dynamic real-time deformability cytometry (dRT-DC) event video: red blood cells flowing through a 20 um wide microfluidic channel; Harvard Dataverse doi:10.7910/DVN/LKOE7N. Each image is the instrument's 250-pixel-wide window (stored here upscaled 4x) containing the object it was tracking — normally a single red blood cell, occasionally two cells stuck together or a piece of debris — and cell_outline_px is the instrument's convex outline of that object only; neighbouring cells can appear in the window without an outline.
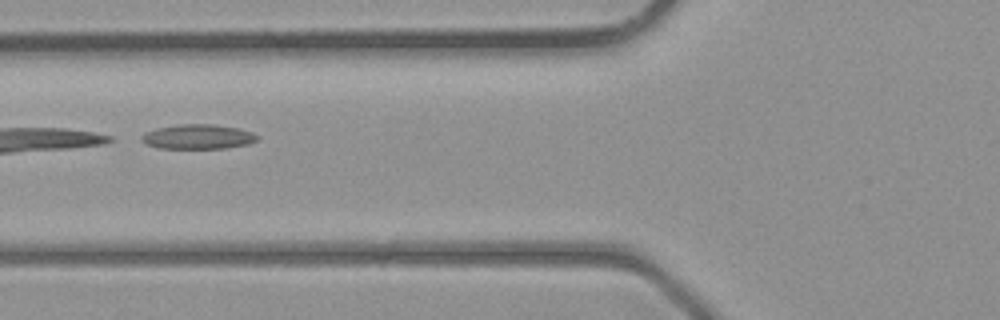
{"species": "common noctule bat (a hibernating species)", "species_latin": "Nyctalus noctula", "temperature_condition": "room temperature", "stored_images_in_passage": 4, "camera_frame_rate_fps": 3000, "um_per_image_px": 0.085, "animal": {"sex": "male", "body_mass_g": 23.1, "forearm_length_mm": 52.7}, "frame": {"image": 1, "passage_image": 3, "time_ms": 2.333, "image_size_px": [1000, 320], "cell_outline_px": [[260, 136], [256, 140], [248, 144], [224, 148], [160, 148], [144, 144], [140, 140], [140, 136], [144, 132], [156, 128], [180, 124], [216, 124], [240, 128], [252, 132]], "centroid_in_image_um": [16.8, 11.61], "position_along_channel_um": 109.0, "area_um2": 16.82}}
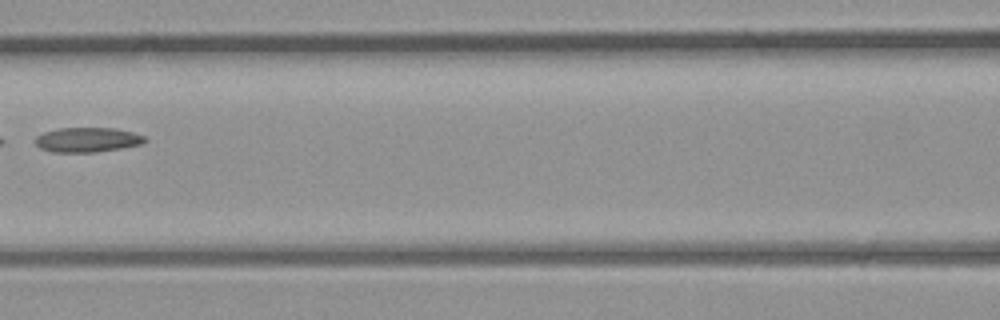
{"frame": {"image": 2, "passage_image": 4, "time_ms": 3.333, "image_size_px": [1000, 320], "cell_outline_px": [[148, 140], [140, 144], [120, 148], [96, 152], [52, 152], [40, 148], [36, 144], [36, 136], [44, 132], [56, 128], [116, 128], [132, 132], [144, 136]], "centroid_in_image_um": [7.41, 11.87], "position_along_channel_um": 159.2, "area_um2": 15.72}}